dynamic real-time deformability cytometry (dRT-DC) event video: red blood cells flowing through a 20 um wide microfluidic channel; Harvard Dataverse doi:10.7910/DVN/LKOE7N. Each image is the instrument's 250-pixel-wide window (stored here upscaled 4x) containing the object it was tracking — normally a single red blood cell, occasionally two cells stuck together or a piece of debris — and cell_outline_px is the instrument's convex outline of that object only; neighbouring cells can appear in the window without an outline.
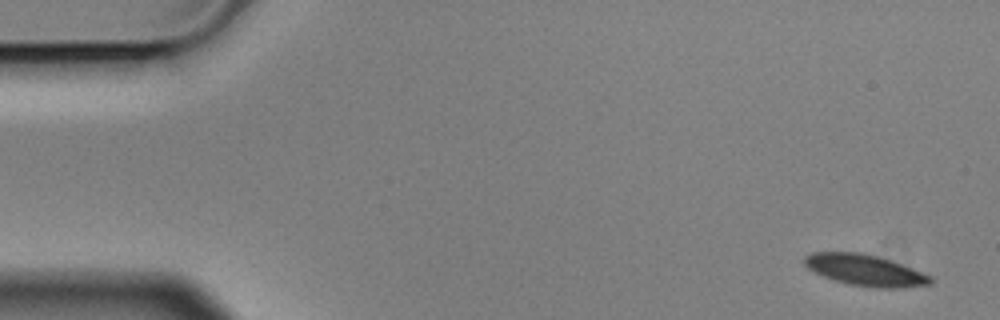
{"species": "Egyptian fruit bat (a non-hibernating species)", "species_latin": "Rousettus aegyptiacus", "temperature_condition": "cold", "stored_images_in_passage": 7, "camera_frame_rate_fps": 3000, "um_per_image_px": 0.085, "animal": {"sex": "male"}, "frame": {"image": 1, "passage_image": 1, "time_ms": 0.0, "image_size_px": [1000, 320], "cell_outline_px": [[932, 284], [900, 288], [876, 288], [848, 284], [824, 276], [808, 268], [804, 264], [804, 256], [812, 252], [864, 252], [912, 268], [932, 276]], "centroid_in_image_um": [73.54, 22.96], "position_along_channel_um": 11.5, "area_um2": 22.77}}
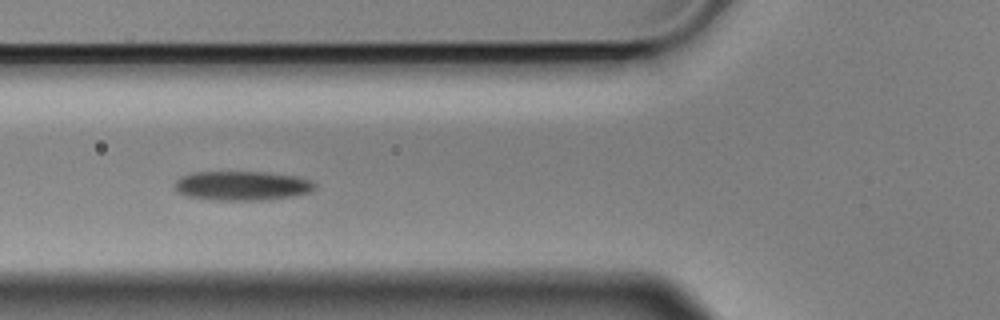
{"frame": {"image": 2, "passage_image": 6, "time_ms": 1.667, "image_size_px": [1000, 320], "cell_outline_px": [[316, 188], [308, 192], [268, 200], [220, 200], [184, 196], [176, 192], [172, 184], [180, 176], [192, 172], [264, 172], [296, 176], [312, 180], [316, 184]], "centroid_in_image_um": [20.51, 15.78], "position_along_channel_um": 105.3, "area_um2": 24.1}}
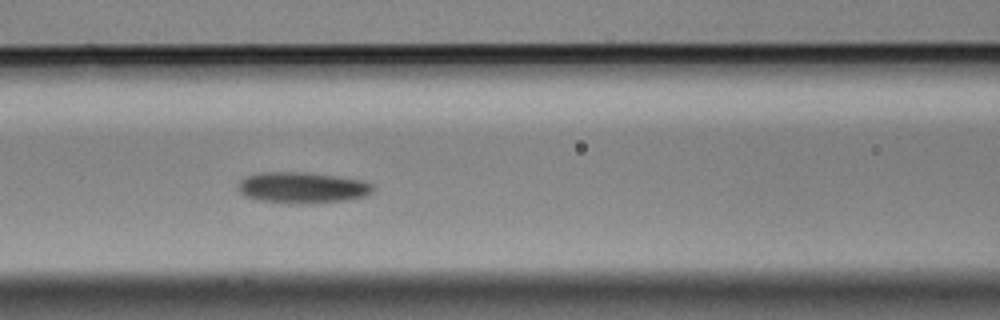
{"frame": {"image": 3, "passage_image": 7, "time_ms": 2.0, "image_size_px": [1000, 320], "cell_outline_px": [[376, 188], [372, 192], [364, 196], [348, 200], [308, 204], [260, 200], [244, 196], [236, 188], [240, 180], [244, 176], [260, 172], [300, 172], [332, 176], [360, 180], [372, 184]], "centroid_in_image_um": [25.66, 15.95], "position_along_channel_um": 140.9, "area_um2": 24.33}}